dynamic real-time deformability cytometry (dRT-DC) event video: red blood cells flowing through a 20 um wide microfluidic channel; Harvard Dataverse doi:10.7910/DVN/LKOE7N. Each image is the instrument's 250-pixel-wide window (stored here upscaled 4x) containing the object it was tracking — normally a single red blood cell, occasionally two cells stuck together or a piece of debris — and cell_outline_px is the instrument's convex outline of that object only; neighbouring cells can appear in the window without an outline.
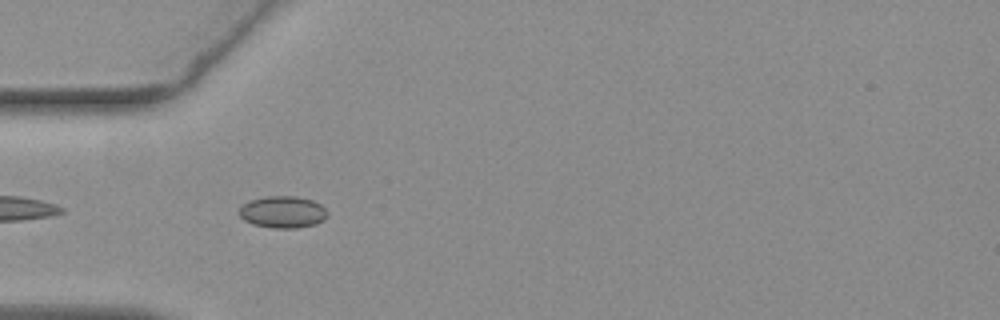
{"species": "common noctule bat (a hibernating species)", "species_latin": "Nyctalus noctula", "temperature_condition": "warm", "stored_images_in_passage": 41, "camera_frame_rate_fps": 3000, "um_per_image_px": 0.085, "animal": {"sex": "female", "body_mass_g": 19.3, "forearm_length_mm": 54.1}, "frame": {"image": 1, "passage_image": 3, "time_ms": 0.667, "image_size_px": [1000, 320], "cell_outline_px": [[328, 216], [324, 220], [316, 224], [296, 228], [272, 228], [252, 224], [244, 220], [240, 216], [240, 208], [248, 200], [264, 196], [296, 196], [312, 200], [320, 204], [328, 212]], "centroid_in_image_um": [24.04, 18.02], "position_along_channel_um": 61.0, "area_um2": 16.53}}
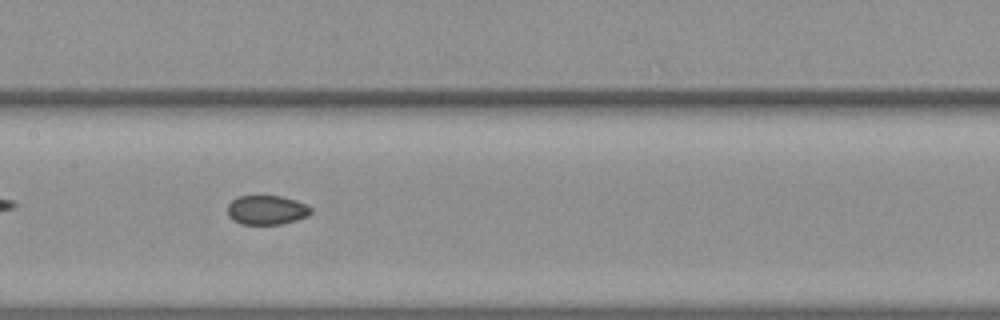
{"frame": {"image": 2, "passage_image": 13, "time_ms": 4.0, "image_size_px": [1000, 320], "cell_outline_px": [[312, 212], [308, 216], [296, 220], [280, 224], [240, 224], [232, 220], [228, 216], [228, 204], [236, 196], [280, 196], [296, 200], [312, 208]], "centroid_in_image_um": [22.65, 17.85], "position_along_channel_um": 184.8, "area_um2": 14.28}}
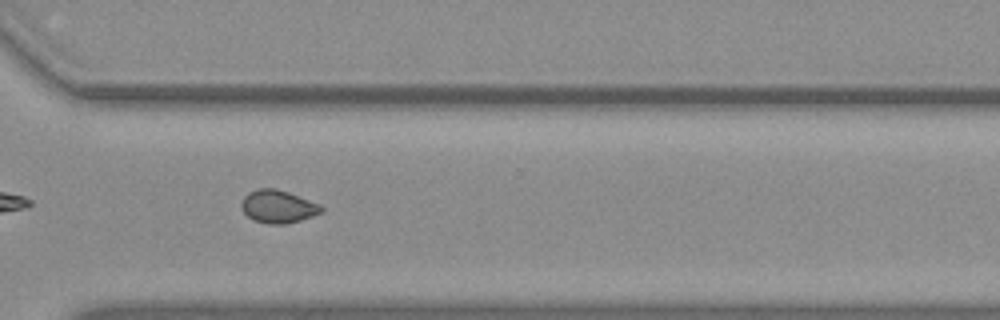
{"frame": {"image": 3, "passage_image": 26, "time_ms": 8.333, "image_size_px": [1000, 320], "cell_outline_px": [[324, 208], [320, 212], [312, 216], [300, 220], [284, 224], [268, 224], [252, 220], [240, 208], [240, 204], [244, 196], [248, 192], [256, 188], [276, 188], [288, 192], [320, 204]], "centroid_in_image_um": [23.59, 17.55], "position_along_channel_um": 347.0, "area_um2": 15.37}, "authors_computed_cell_mechanics": {"area_um2": 14.9702, "velocity_mm_per_s": 3.7527, "shape_relaxation_time_tau1_ms": null, "shape_relaxation_time_tau2_ms": 1.383, "deformation_change_tau1": null, "deformation_change_tau2": 0.0419}}